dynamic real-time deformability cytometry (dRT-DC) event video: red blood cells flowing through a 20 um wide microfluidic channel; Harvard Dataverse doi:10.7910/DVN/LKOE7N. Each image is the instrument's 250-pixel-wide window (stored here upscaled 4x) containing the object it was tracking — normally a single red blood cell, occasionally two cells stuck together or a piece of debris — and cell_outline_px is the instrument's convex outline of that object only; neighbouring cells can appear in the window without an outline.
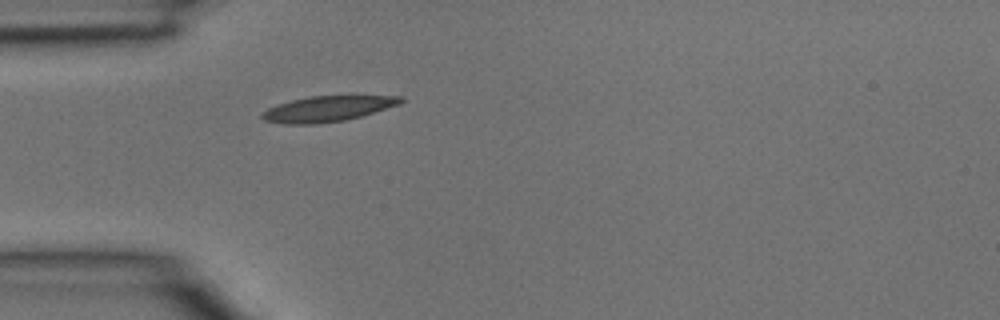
{"species": "common noctule bat (a hibernating species)", "species_latin": "Nyctalus noctula", "temperature_condition": "room temperature", "stored_images_in_passage": 1, "camera_frame_rate_fps": 3000, "um_per_image_px": 0.085, "animal": {"sex": "male", "body_mass_g": 15.6}, "frame": {"image": 1, "passage_image": 1, "time_ms": 0.0, "image_size_px": [1000, 320], "cell_outline_px": [[404, 100], [400, 104], [360, 116], [344, 120], [316, 124], [284, 124], [264, 120], [260, 116], [268, 108], [292, 100], [312, 96], [404, 96]], "centroid_in_image_um": [27.85, 9.25], "position_along_channel_um": 57.1, "area_um2": 20.29}}